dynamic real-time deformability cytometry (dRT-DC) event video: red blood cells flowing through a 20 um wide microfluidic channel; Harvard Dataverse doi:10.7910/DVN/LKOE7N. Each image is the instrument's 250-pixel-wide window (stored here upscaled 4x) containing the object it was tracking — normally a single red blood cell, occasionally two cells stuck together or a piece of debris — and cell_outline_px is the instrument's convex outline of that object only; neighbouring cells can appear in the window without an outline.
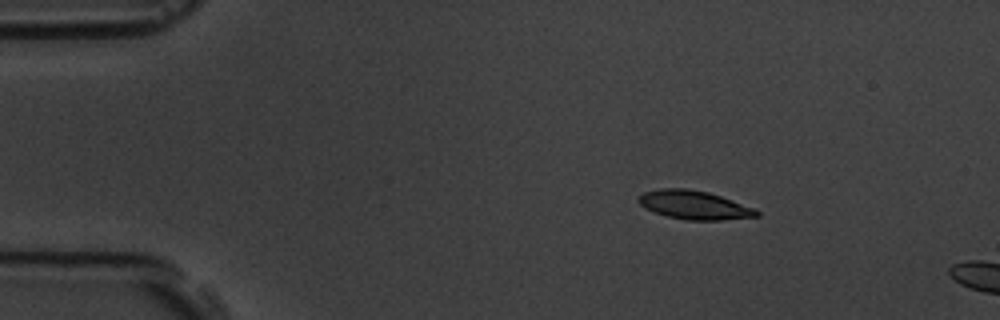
{"species": "common noctule bat (a hibernating species)", "species_latin": "Nyctalus noctula", "temperature_condition": "room temperature", "stored_images_in_passage": 3, "camera_frame_rate_fps": 3000, "um_per_image_px": 0.085, "animal": {"sex": "male", "body_mass_g": 19.5, "forearm_length_mm": 54.6}, "frame": {"image": 1, "passage_image": 1, "time_ms": 0.0, "image_size_px": [1000, 320], "cell_outline_px": [[760, 216], [720, 220], [688, 220], [668, 216], [644, 208], [636, 200], [644, 192], [660, 188], [688, 188], [708, 192], [756, 208], [760, 212]], "centroid_in_image_um": [59.02, 17.42], "position_along_channel_um": 26.0, "area_um2": 19.71}}